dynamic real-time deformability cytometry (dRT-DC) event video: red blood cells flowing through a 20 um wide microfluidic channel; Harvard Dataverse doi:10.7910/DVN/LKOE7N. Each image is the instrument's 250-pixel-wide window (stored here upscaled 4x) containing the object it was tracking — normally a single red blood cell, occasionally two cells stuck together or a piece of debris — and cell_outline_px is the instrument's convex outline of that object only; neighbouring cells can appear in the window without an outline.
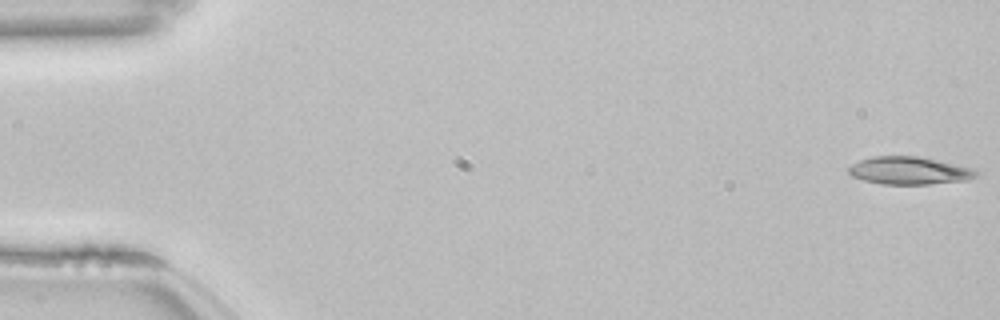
{"species": "common noctule bat (a hibernating species)", "species_latin": "Nyctalus noctula", "temperature_condition": "room temperature", "stored_images_in_passage": 17, "camera_frame_rate_fps": 3000, "um_per_image_px": 0.085, "animal": {"sex": "female", "body_mass_g": 22.7, "forearm_length_mm": 54.2}, "frame": {"image": 1, "passage_image": 1, "time_ms": 0.0, "image_size_px": [1000, 320], "cell_outline_px": [[980, 172], [976, 176], [968, 180], [928, 184], [880, 184], [864, 180], [852, 176], [848, 172], [848, 168], [852, 164], [860, 160], [872, 156], [920, 156], [976, 168]], "centroid_in_image_um": [77.33, 14.49], "position_along_channel_um": 7.7, "area_um2": 20.81}}
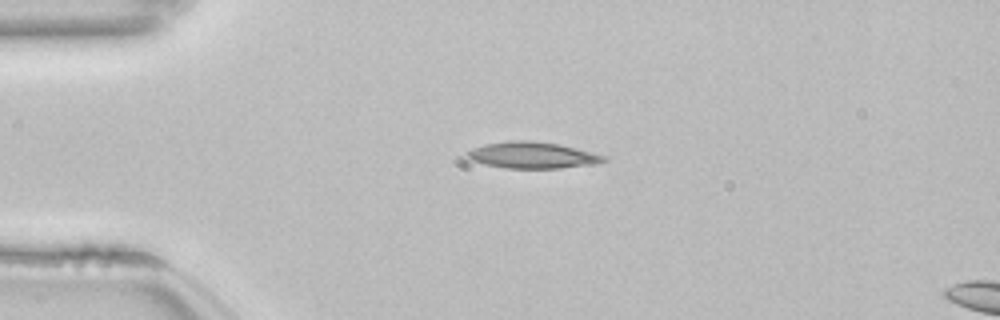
{"frame": {"image": 2, "passage_image": 13, "time_ms": 4.0, "image_size_px": [1000, 320], "cell_outline_px": [[608, 160], [596, 164], [560, 168], [504, 168], [484, 164], [472, 160], [464, 156], [464, 152], [472, 148], [484, 144], [508, 140], [532, 140], [560, 144], [592, 152], [604, 156]], "centroid_in_image_um": [45.21, 13.18], "position_along_channel_um": 39.8, "area_um2": 21.27}}